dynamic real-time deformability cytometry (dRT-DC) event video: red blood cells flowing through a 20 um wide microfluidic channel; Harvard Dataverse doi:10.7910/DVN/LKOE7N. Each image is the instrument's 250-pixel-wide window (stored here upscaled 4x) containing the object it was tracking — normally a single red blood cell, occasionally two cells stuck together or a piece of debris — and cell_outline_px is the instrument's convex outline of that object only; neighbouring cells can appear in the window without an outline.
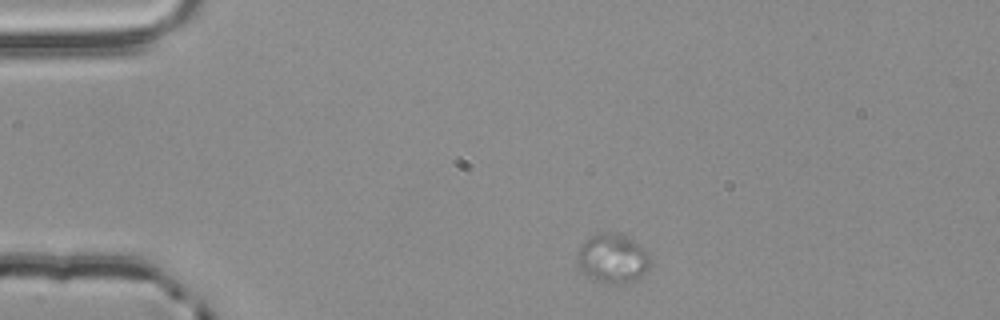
{"species": "common noctule bat (a hibernating species)", "species_latin": "Nyctalus noctula", "temperature_condition": "room temperature", "stored_images_in_passage": 46, "camera_frame_rate_fps": 3000, "um_per_image_px": 0.085, "animal": {"sex": "male", "body_mass_g": 20.4}, "frame": {"image": 1, "passage_image": 1, "time_ms": 0.0, "image_size_px": [1000, 320], "cell_outline_px": [[652, 260], [644, 276], [632, 284], [604, 284], [592, 280], [580, 268], [576, 260], [576, 256], [580, 248], [592, 236], [600, 232], [612, 232], [624, 236], [640, 244]], "centroid_in_image_um": [52.11, 22.03], "position_along_channel_um": 32.9, "area_um2": 21.27}}
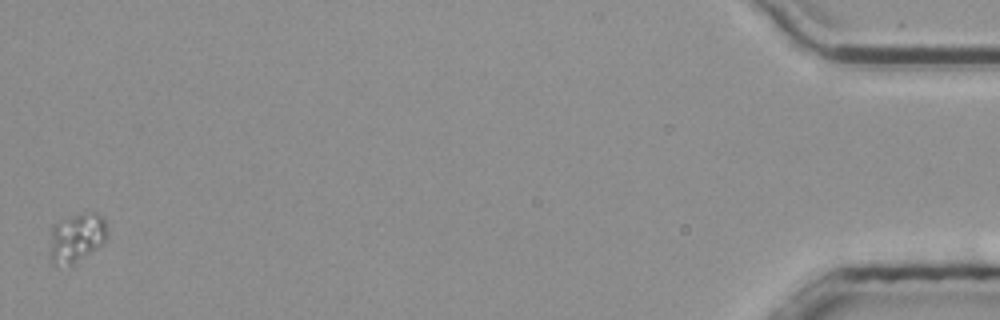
{"frame": {"image": 2, "passage_image": 46, "time_ms": 15.0, "image_size_px": [1000, 320], "cell_outline_px": [[108, 232], [104, 240], [96, 248], [72, 264], [56, 264], [52, 260], [52, 228], [56, 224], [76, 216], [96, 212], [104, 216], [108, 228]], "centroid_in_image_um": [6.6, 20.18], "position_along_channel_um": 428.6, "area_um2": 15.37}}